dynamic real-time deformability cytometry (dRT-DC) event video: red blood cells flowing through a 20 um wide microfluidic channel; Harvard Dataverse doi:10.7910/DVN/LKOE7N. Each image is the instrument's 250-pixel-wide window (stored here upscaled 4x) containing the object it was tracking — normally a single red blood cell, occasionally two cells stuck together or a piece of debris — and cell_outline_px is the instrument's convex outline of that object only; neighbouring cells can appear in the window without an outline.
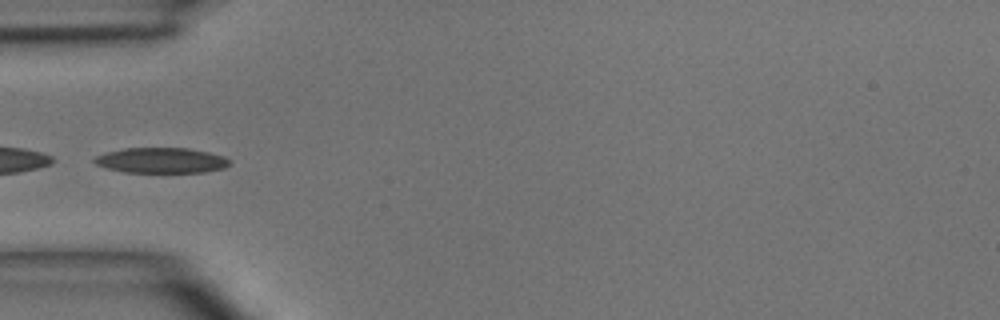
{"species": "common noctule bat (a hibernating species)", "species_latin": "Nyctalus noctula", "temperature_condition": "room temperature", "stored_images_in_passage": 5, "camera_frame_rate_fps": 3000, "um_per_image_px": 0.085, "animal": {"sex": "male", "body_mass_g": 15.6}, "frame": {"image": 1, "passage_image": 5, "time_ms": 4.667, "image_size_px": [1000, 320], "cell_outline_px": [[232, 160], [224, 168], [204, 172], [124, 172], [108, 168], [96, 164], [92, 160], [96, 156], [104, 152], [124, 148], [188, 148], [208, 152], [224, 156]], "centroid_in_image_um": [13.7, 13.62], "position_along_channel_um": 71.3, "area_um2": 20.0}}